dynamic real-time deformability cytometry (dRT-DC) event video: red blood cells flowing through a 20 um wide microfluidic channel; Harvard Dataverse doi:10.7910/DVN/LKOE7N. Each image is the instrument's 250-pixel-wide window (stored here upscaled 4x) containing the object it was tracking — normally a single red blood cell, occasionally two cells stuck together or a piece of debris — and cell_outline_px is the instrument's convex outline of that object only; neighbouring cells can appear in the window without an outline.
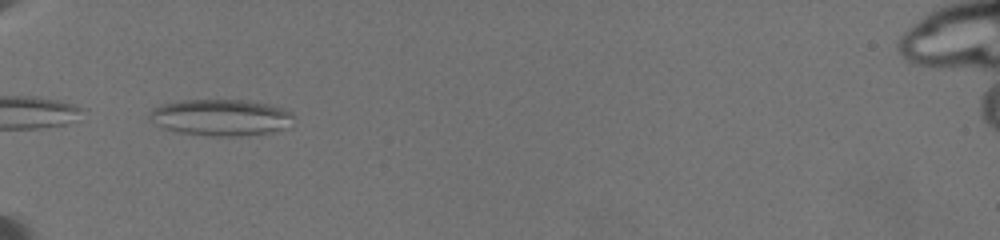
{"species": "common noctule bat (a hibernating species)", "species_latin": "Nyctalus noctula", "temperature_condition": "warm", "stored_images_in_passage": 4, "camera_frame_rate_fps": 3000, "um_per_image_px": 0.085, "animal": {"sex": "female", "body_mass_g": 19.5, "forearm_length_mm": 54.1}, "frame": {"image": 1, "passage_image": 1, "time_ms": 0.0, "image_size_px": [1000, 240], "cell_outline_px": [[292, 116], [288, 128], [272, 132], [248, 136], [212, 136], [176, 132], [164, 128], [148, 120], [148, 112], [152, 108], [160, 104], [184, 100], [248, 100], [268, 104], [284, 108], [292, 112]], "centroid_in_image_um": [18.75, 9.99], "position_along_channel_um": 66.3, "area_um2": 31.04}}